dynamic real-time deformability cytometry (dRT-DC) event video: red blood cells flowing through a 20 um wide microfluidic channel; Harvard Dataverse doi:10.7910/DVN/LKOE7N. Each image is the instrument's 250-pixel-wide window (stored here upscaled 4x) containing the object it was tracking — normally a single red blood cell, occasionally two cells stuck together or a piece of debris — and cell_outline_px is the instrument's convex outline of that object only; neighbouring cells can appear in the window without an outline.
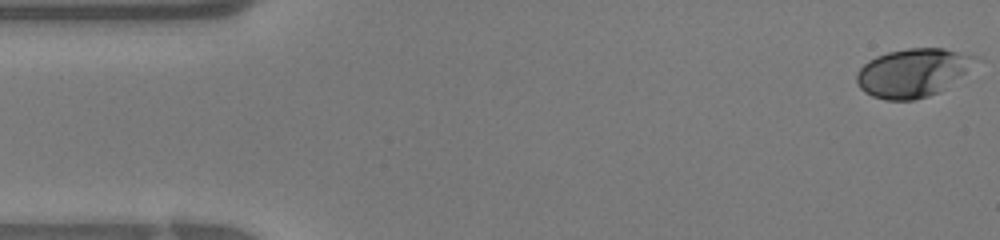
{"species": "human", "species_latin": "Homo sapiens", "temperature_condition": "warm", "stored_images_in_passage": 39, "camera_frame_rate_fps": 3000, "um_per_image_px": 0.085, "donor": {"sex": "female"}, "frame": {"image": 1, "passage_image": 1, "time_ms": 0.0, "image_size_px": [1000, 240], "cell_outline_px": [[980, 56], [964, 72], [940, 92], [928, 96], [912, 100], [884, 100], [872, 96], [864, 92], [856, 84], [856, 76], [860, 68], [868, 60], [876, 56], [888, 52], [908, 48], [944, 48]], "centroid_in_image_um": [77.54, 6.18], "position_along_channel_um": 7.5, "area_um2": 33.29}}
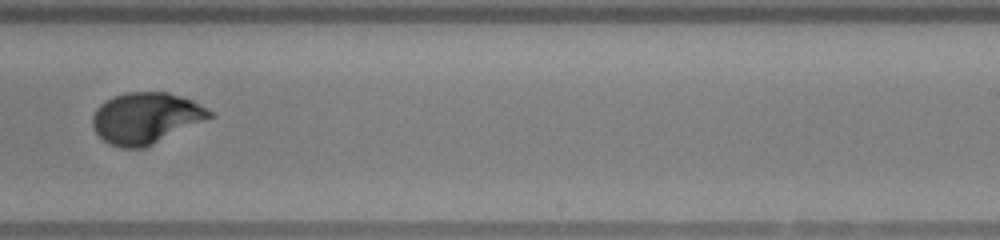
{"frame": {"image": 2, "passage_image": 24, "time_ms": 7.667, "image_size_px": [1000, 240], "cell_outline_px": [[216, 116], [144, 148], [120, 148], [108, 144], [92, 128], [92, 116], [96, 108], [100, 104], [116, 96], [128, 92], [168, 92], [192, 100], [200, 104], [212, 112]], "centroid_in_image_um": [12.41, 10.04], "position_along_channel_um": 276.6, "area_um2": 34.91}}
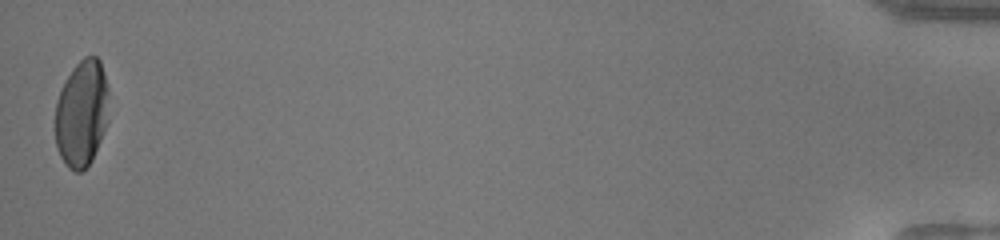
{"frame": {"image": 3, "passage_image": 39, "time_ms": 12.667, "image_size_px": [1000, 240], "cell_outline_px": [[108, 120], [92, 160], [80, 172], [76, 172], [68, 168], [60, 156], [56, 144], [56, 100], [60, 88], [72, 68], [84, 56], [96, 56], [100, 60], [104, 72], [108, 88]], "centroid_in_image_um": [6.94, 9.61], "position_along_channel_um": 428.3, "area_um2": 33.47}}